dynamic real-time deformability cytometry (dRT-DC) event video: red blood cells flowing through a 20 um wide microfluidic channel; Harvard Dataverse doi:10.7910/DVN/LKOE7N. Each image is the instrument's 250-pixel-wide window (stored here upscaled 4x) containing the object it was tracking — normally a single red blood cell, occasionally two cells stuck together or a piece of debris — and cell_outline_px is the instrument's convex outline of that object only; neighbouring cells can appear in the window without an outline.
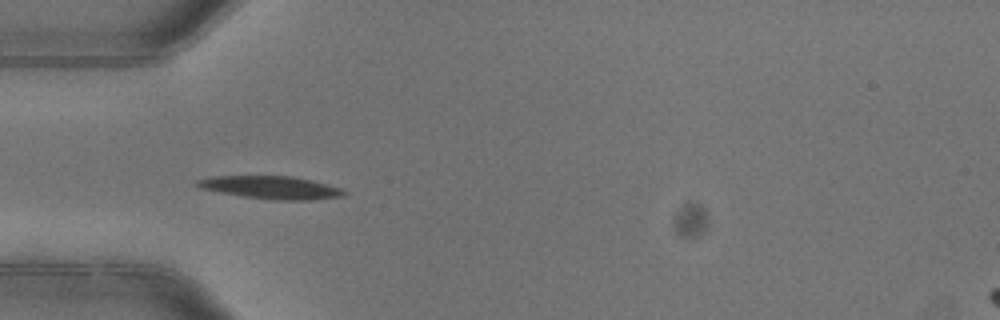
{"species": "common noctule bat (a hibernating species)", "species_latin": "Nyctalus noctula", "temperature_condition": "warm", "stored_images_in_passage": 3, "camera_frame_rate_fps": 3000, "um_per_image_px": 0.085, "animal": {"sex": "female"}, "frame": {"image": 1, "passage_image": 1, "time_ms": 0.0, "image_size_px": [1000, 320], "cell_outline_px": [[348, 192], [344, 196], [312, 200], [276, 200], [244, 196], [220, 192], [200, 188], [192, 184], [196, 180], [212, 176], [292, 176], [312, 180], [340, 188]], "centroid_in_image_um": [23.03, 15.93], "position_along_channel_um": 62.0, "area_um2": 19.54}}